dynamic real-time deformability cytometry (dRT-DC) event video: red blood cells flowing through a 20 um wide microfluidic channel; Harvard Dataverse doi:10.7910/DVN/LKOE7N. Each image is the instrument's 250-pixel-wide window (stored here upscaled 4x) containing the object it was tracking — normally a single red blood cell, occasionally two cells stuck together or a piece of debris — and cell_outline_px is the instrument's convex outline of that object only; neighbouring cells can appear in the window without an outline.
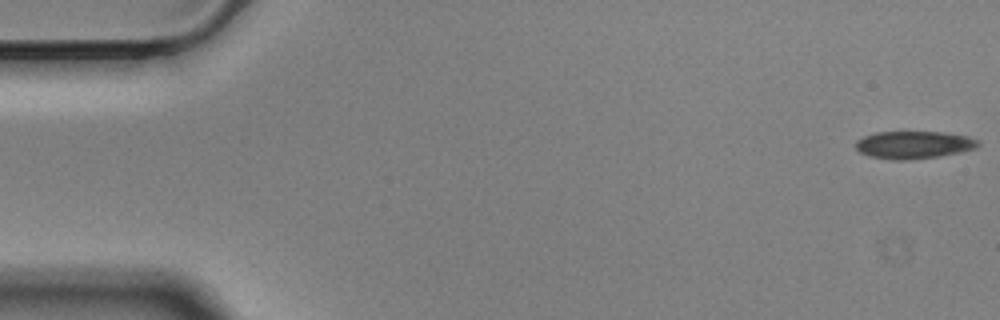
{"species": "Egyptian fruit bat (a non-hibernating species)", "species_latin": "Rousettus aegyptiacus", "temperature_condition": "cold", "stored_images_in_passage": 57, "camera_frame_rate_fps": 3000, "um_per_image_px": 0.085, "animal": {"sex": "male"}, "frame": {"image": 1, "passage_image": 1, "time_ms": 0.0, "image_size_px": [1000, 320], "cell_outline_px": [[980, 144], [976, 148], [960, 152], [936, 156], [908, 160], [892, 160], [868, 156], [860, 152], [856, 148], [856, 140], [864, 136], [876, 132], [944, 132], [968, 136], [980, 140]], "centroid_in_image_um": [77.67, 12.31], "position_along_channel_um": 7.3, "area_um2": 19.71}}
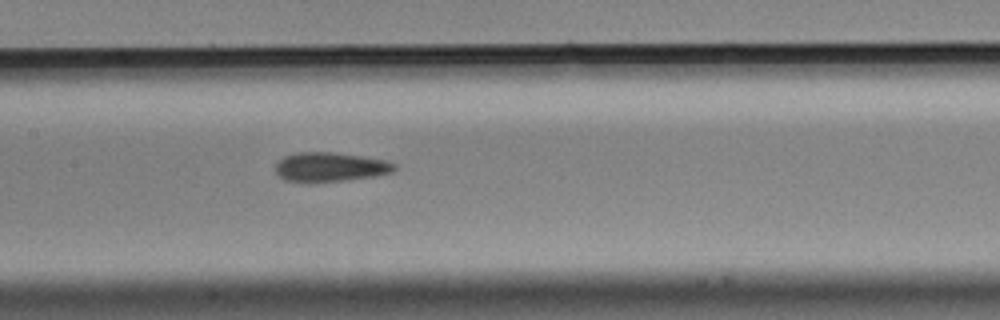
{"frame": {"image": 2, "passage_image": 27, "time_ms": 8.667, "image_size_px": [1000, 320], "cell_outline_px": [[396, 168], [392, 172], [376, 176], [348, 180], [308, 184], [284, 180], [276, 172], [276, 164], [284, 156], [296, 152], [332, 152], [388, 160], [396, 164]], "centroid_in_image_um": [28.06, 14.22], "position_along_channel_um": 179.3, "area_um2": 20.75}}
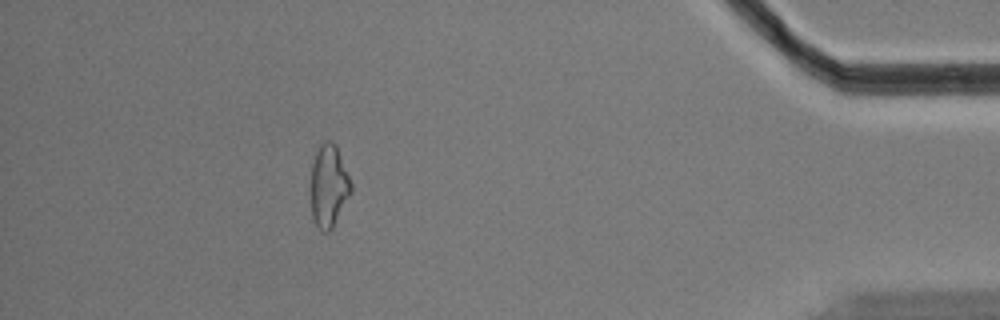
{"frame": {"image": 3, "passage_image": 51, "time_ms": 16.667, "image_size_px": [1000, 320], "cell_outline_px": [[352, 192], [332, 228], [328, 232], [324, 232], [316, 224], [312, 216], [312, 164], [316, 152], [320, 144], [324, 140], [332, 140], [336, 144], [352, 184]], "centroid_in_image_um": [27.97, 15.77], "position_along_channel_um": 407.2, "area_um2": 19.13}, "authors_computed_cell_mechanics": {"area_um2": 20.1722, "velocity_mm_per_s": 3.5091, "shape_relaxation_time_tau1_ms": null, "shape_relaxation_time_tau2_ms": 5.4433, "deformation_change_tau1": null, "deformation_change_tau2": 0.1425}}